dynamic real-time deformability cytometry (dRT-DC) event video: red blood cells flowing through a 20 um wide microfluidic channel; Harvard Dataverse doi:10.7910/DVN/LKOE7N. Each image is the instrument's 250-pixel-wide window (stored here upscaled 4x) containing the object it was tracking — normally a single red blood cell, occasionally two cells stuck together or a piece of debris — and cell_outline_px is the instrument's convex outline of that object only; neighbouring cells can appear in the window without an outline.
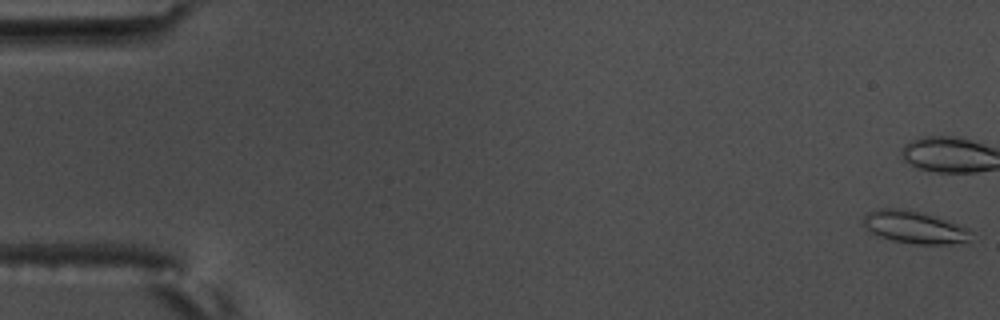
{"species": "common noctule bat (a hibernating species)", "species_latin": "Nyctalus noctula", "temperature_condition": "warm", "stored_images_in_passage": 59, "camera_frame_rate_fps": 3000, "um_per_image_px": 0.085, "animal": {"sex": "male", "body_mass_g": 17.5, "forearm_length_mm": 52.3}, "frame": {"image": 1, "passage_image": 1, "time_ms": 0.0, "image_size_px": [1000, 320], "cell_outline_px": [[968, 240], [948, 244], [916, 244], [892, 240], [880, 236], [864, 228], [864, 216], [868, 212], [880, 208], [900, 208], [924, 212], [936, 216], [968, 228]], "centroid_in_image_um": [77.67, 19.29], "position_along_channel_um": 7.3, "area_um2": 20.06}, "authors_computed_cell_mechanics": {"area_um2": 17.629, "velocity_mm_per_s": 3.5406, "shape_relaxation_time_tau1_ms": null, "shape_relaxation_time_tau2_ms": 1.5491, "deformation_change_tau1": null, "deformation_change_tau2": 0.0697}}